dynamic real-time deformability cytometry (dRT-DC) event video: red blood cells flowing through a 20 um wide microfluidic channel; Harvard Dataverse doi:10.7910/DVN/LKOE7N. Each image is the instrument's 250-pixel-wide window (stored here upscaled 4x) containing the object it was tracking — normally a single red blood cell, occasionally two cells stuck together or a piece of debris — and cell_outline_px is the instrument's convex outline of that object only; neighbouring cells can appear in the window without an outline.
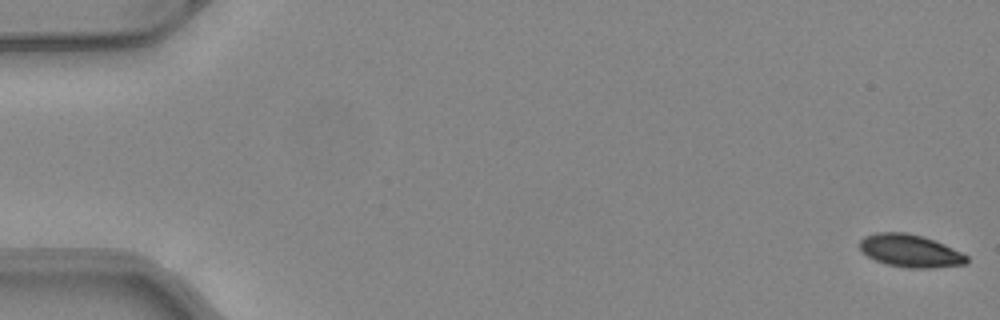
{"species": "common noctule bat (a hibernating species)", "species_latin": "Nyctalus noctula", "temperature_condition": "warm", "stored_images_in_passage": 51, "camera_frame_rate_fps": 3000, "um_per_image_px": 0.085, "animal": {"sex": "female", "body_mass_g": 24.6, "forearm_length_mm": 56.2}, "frame": {"image": 1, "passage_image": 1, "time_ms": 0.0, "image_size_px": [1000, 320], "cell_outline_px": [[968, 260], [964, 264], [932, 268], [908, 268], [888, 264], [876, 260], [868, 256], [860, 248], [860, 240], [864, 236], [876, 232], [904, 232], [924, 236], [944, 244], [968, 256]], "centroid_in_image_um": [77.36, 21.31], "position_along_channel_um": 7.6, "area_um2": 20.23}}
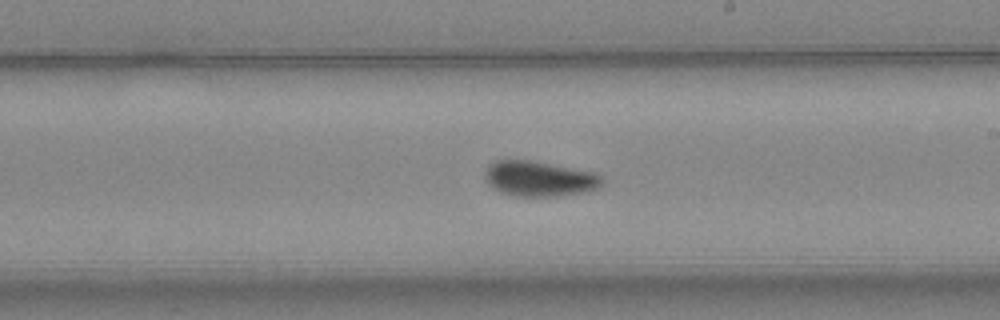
{"frame": {"image": 2, "passage_image": 30, "time_ms": 9.667, "image_size_px": [1000, 320], "cell_outline_px": [[600, 188], [588, 192], [560, 196], [516, 196], [500, 192], [492, 188], [484, 180], [484, 172], [488, 164], [496, 160], [528, 160], [592, 172], [600, 176]], "centroid_in_image_um": [45.77, 15.2], "position_along_channel_um": 243.2, "area_um2": 24.04}}
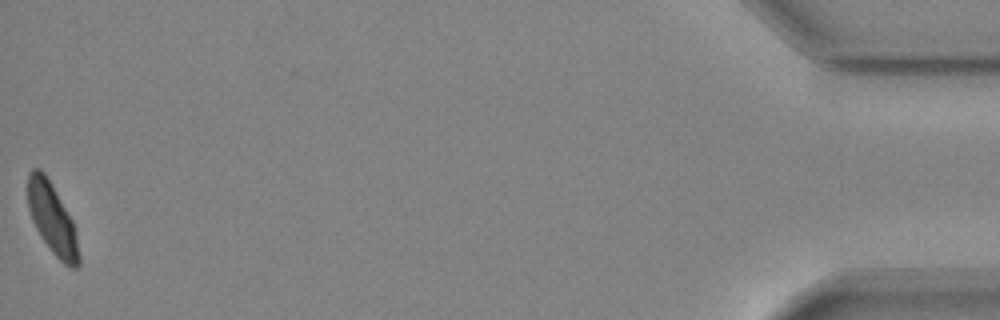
{"frame": {"image": 3, "passage_image": 51, "time_ms": 16.667, "image_size_px": [1000, 320], "cell_outline_px": [[80, 264], [76, 268], [72, 268], [64, 264], [52, 252], [36, 228], [32, 220], [28, 208], [28, 172], [32, 168], [40, 168], [44, 172], [52, 184], [72, 220], [76, 236], [80, 256]], "centroid_in_image_um": [4.43, 18.58], "position_along_channel_um": 430.8, "area_um2": 20.87}, "authors_computed_cell_mechanics": {"area_um2": 22.4264, "velocity_mm_per_s": 4.0915, "shape_relaxation_time_tau1_ms": 3.3429, "shape_relaxation_time_tau2_ms": 1.5253, "deformation_change_tau1": 0.1164, "deformation_change_tau2": 0.0484}}